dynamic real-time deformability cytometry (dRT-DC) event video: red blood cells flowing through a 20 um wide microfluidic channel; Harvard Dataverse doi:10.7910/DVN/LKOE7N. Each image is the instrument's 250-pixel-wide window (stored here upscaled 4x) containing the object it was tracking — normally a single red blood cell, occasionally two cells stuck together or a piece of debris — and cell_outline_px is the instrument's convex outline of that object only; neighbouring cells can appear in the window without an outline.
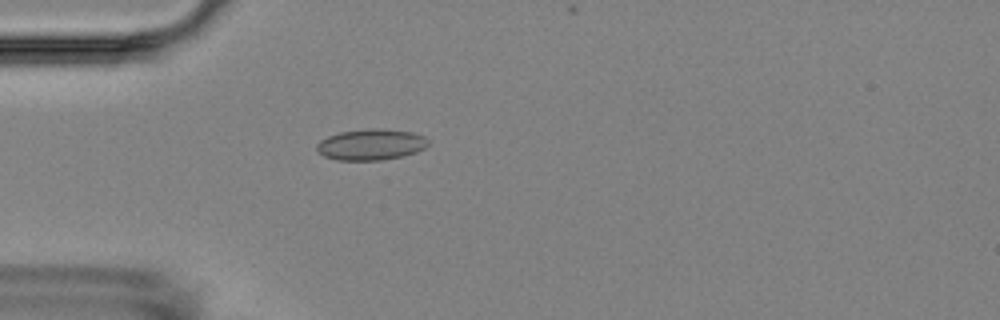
{"species": "Egyptian fruit bat (a non-hibernating species)", "species_latin": "Rousettus aegyptiacus", "temperature_condition": "room temperature", "stored_images_in_passage": 4, "camera_frame_rate_fps": 3000, "um_per_image_px": 0.085, "animal": {"sex": "female"}, "frame": {"image": 1, "passage_image": 4, "time_ms": 3.333, "image_size_px": [1000, 320], "cell_outline_px": [[428, 144], [424, 148], [416, 152], [404, 156], [380, 160], [336, 160], [324, 156], [316, 152], [316, 144], [320, 140], [328, 136], [340, 132], [368, 128], [384, 128], [412, 132], [424, 136], [428, 140]], "centroid_in_image_um": [31.51, 12.28], "position_along_channel_um": 53.5, "area_um2": 20.4}}